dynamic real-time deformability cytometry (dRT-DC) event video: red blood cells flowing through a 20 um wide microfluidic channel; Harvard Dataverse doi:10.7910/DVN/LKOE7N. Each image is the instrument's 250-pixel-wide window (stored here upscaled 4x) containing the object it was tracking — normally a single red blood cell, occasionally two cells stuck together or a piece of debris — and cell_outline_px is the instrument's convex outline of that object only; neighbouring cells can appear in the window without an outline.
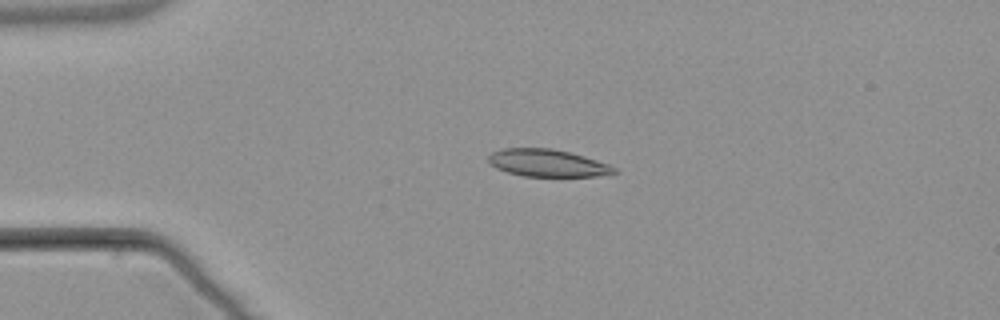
{"species": "common noctule bat (a hibernating species)", "species_latin": "Nyctalus noctula", "temperature_condition": "warm", "stored_images_in_passage": 3, "camera_frame_rate_fps": 3000, "um_per_image_px": 0.085, "animal": {"sex": "male", "body_mass_g": 21.5, "forearm_length_mm": 52.0}, "frame": {"image": 1, "passage_image": 3, "time_ms": 2.333, "image_size_px": [1000, 320], "cell_outline_px": [[616, 172], [596, 176], [524, 176], [508, 172], [496, 168], [488, 160], [488, 156], [492, 152], [504, 148], [552, 148], [584, 156], [608, 164], [616, 168]], "centroid_in_image_um": [46.51, 13.85], "position_along_channel_um": 38.5, "area_um2": 19.77}}